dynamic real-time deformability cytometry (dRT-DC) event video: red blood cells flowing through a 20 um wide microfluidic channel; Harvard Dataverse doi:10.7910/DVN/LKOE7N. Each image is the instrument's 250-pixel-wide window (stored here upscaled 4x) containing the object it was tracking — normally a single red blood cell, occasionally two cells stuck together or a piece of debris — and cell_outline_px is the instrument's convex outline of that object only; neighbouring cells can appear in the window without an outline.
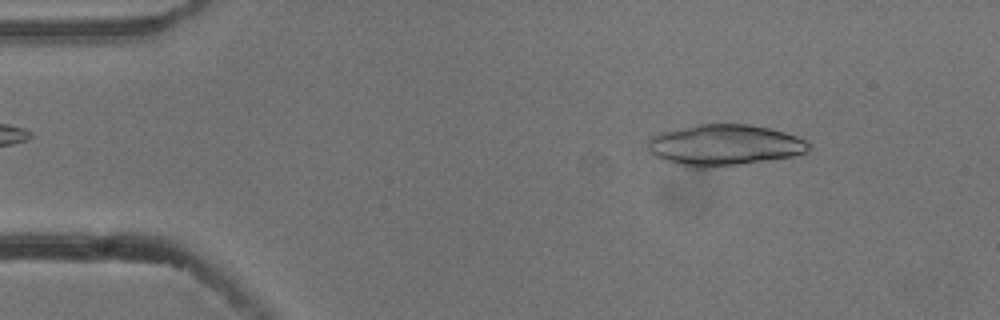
{"species": "common noctule bat (a hibernating species)", "species_latin": "Nyctalus noctula", "temperature_condition": "cold", "stored_images_in_passage": 5, "camera_frame_rate_fps": 3000, "um_per_image_px": 0.085, "animal": {"sex": "male", "body_mass_g": 13.3}, "frame": {"image": 1, "passage_image": 1, "time_ms": 0.0, "image_size_px": [1000, 320], "cell_outline_px": [[812, 148], [808, 152], [792, 156], [740, 164], [704, 168], [688, 168], [664, 160], [656, 156], [648, 148], [648, 140], [652, 136], [660, 132], [696, 124], [748, 124], [768, 128], [784, 132], [808, 140], [812, 144]], "centroid_in_image_um": [61.59, 12.33], "position_along_channel_um": 23.4, "area_um2": 38.67}}